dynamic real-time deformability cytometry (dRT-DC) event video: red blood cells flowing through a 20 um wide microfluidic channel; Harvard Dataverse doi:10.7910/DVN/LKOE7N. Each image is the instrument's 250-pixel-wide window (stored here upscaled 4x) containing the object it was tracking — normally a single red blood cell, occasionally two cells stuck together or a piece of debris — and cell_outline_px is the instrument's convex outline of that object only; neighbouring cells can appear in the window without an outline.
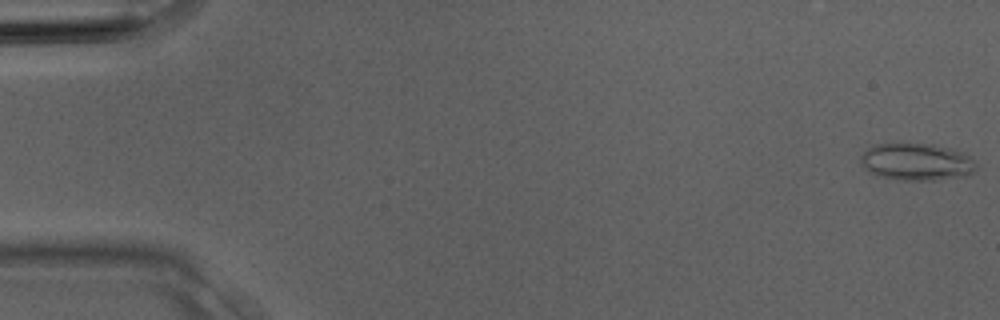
{"species": "Egyptian fruit bat (a non-hibernating species)", "species_latin": "Rousettus aegyptiacus", "temperature_condition": "room temperature", "stored_images_in_passage": 4, "camera_frame_rate_fps": 3000, "um_per_image_px": 0.085, "animal": {"sex": "male"}, "frame": {"image": 1, "passage_image": 1, "time_ms": 0.0, "image_size_px": [1000, 320], "cell_outline_px": [[976, 168], [968, 176], [940, 180], [900, 180], [880, 176], [868, 172], [860, 164], [860, 156], [868, 148], [876, 144], [900, 140], [932, 144], [948, 148], [960, 152], [968, 156], [976, 164]], "centroid_in_image_um": [77.85, 13.73], "position_along_channel_um": 7.2, "area_um2": 25.78}}